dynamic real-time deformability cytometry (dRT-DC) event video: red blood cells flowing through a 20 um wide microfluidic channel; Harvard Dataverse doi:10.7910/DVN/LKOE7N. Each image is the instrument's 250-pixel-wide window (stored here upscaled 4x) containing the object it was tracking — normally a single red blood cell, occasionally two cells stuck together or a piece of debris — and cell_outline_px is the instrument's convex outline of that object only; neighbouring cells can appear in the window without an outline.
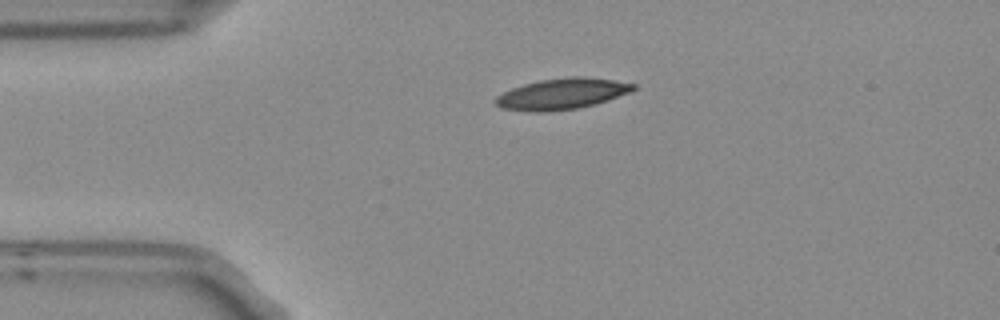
{"species": "Egyptian fruit bat (a non-hibernating species)", "species_latin": "Rousettus aegyptiacus", "temperature_condition": "room temperature", "stored_images_in_passage": 3, "camera_frame_rate_fps": 3000, "um_per_image_px": 0.085, "frame": {"image": 1, "passage_image": 1, "time_ms": 0.0, "image_size_px": [1000, 320], "cell_outline_px": [[636, 88], [628, 92], [608, 100], [596, 104], [576, 108], [548, 112], [528, 112], [500, 108], [492, 104], [492, 100], [496, 96], [512, 88], [524, 84], [540, 80], [568, 76], [584, 76], [612, 80], [636, 84]], "centroid_in_image_um": [47.68, 7.99], "position_along_channel_um": 37.3, "area_um2": 25.09}}